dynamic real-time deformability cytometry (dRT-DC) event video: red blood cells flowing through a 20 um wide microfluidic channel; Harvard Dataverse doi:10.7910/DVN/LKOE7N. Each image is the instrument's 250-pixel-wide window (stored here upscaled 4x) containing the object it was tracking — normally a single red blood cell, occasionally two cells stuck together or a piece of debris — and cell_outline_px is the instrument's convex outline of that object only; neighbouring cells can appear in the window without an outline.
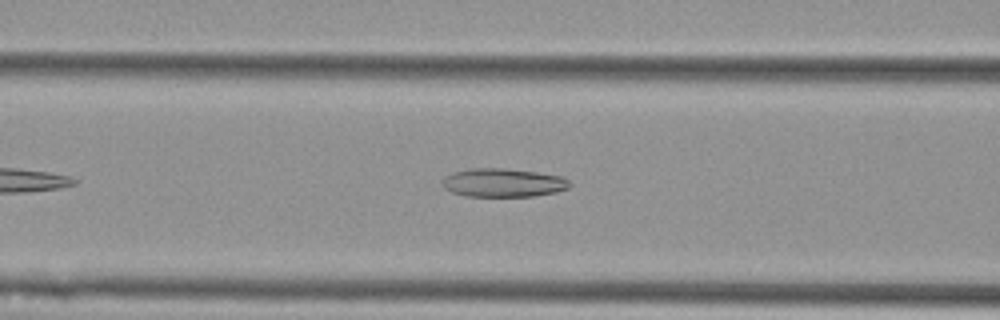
{"species": "Egyptian fruit bat (a non-hibernating species)", "species_latin": "Rousettus aegyptiacus", "temperature_condition": "cold", "stored_images_in_passage": 42, "camera_frame_rate_fps": 3000, "um_per_image_px": 0.085, "animal": {"sex": "female"}, "frame": {"image": 1, "passage_image": 11, "time_ms": 3.333, "image_size_px": [1000, 320], "cell_outline_px": [[572, 184], [568, 188], [556, 192], [532, 196], [464, 196], [452, 192], [444, 188], [440, 180], [444, 176], [452, 172], [468, 168], [504, 168], [536, 172], [560, 176], [568, 180]], "centroid_in_image_um": [42.71, 15.52], "position_along_channel_um": 123.9, "area_um2": 21.33}}
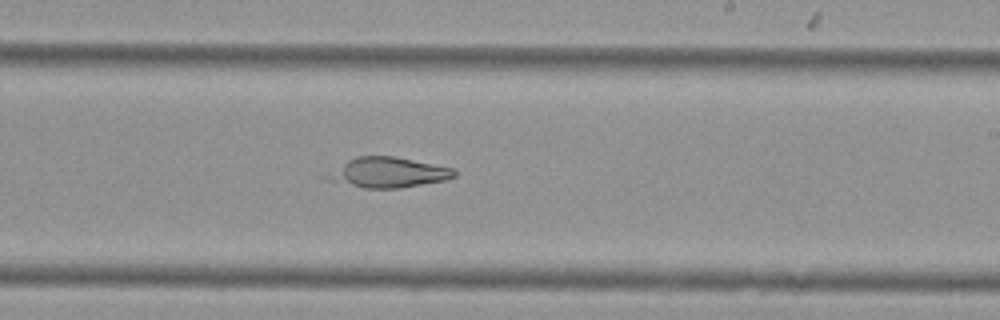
{"frame": {"image": 2, "passage_image": 22, "time_ms": 7.0, "image_size_px": [1000, 320], "cell_outline_px": [[456, 176], [444, 180], [400, 188], [364, 188], [352, 184], [340, 176], [344, 164], [348, 160], [356, 156], [396, 156], [456, 168]], "centroid_in_image_um": [33.4, 14.63], "position_along_channel_um": 255.6, "area_um2": 20.52}}
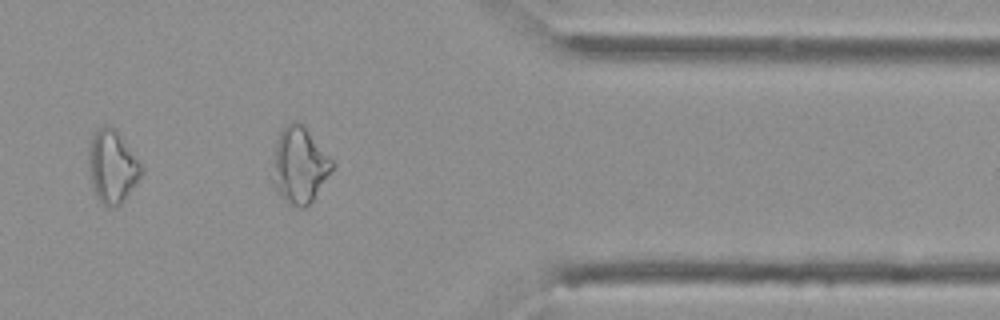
{"frame": {"image": 3, "passage_image": 34, "time_ms": 11.0, "image_size_px": [1000, 320], "cell_outline_px": [[144, 172], [124, 200], [116, 208], [108, 208], [96, 196], [92, 184], [88, 160], [88, 148], [92, 136], [96, 128], [104, 124], [108, 124], [116, 128], [144, 168]], "centroid_in_image_um": [9.55, 14.12], "position_along_channel_um": 401.9, "area_um2": 22.66}, "authors_computed_cell_mechanics": {"area_um2": 22.5998, "velocity_mm_per_s": 3.6173, "shape_relaxation_time_tau1_ms": null, "shape_relaxation_time_tau2_ms": 8.0533, "deformation_change_tau1": null, "deformation_change_tau2": 0.1819}}